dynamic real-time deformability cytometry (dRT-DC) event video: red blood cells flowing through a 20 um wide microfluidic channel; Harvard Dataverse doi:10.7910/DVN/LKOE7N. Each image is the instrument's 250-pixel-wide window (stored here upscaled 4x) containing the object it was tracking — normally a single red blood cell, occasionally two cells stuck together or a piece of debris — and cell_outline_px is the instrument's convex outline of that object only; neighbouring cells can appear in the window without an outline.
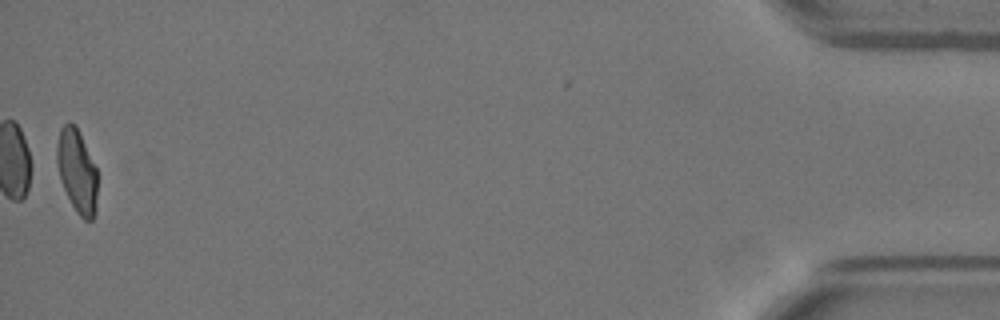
{"species": "Egyptian fruit bat (a non-hibernating species)", "species_latin": "Rousettus aegyptiacus", "temperature_condition": "warm", "stored_images_in_passage": 51, "camera_frame_rate_fps": 3000, "um_per_image_px": 0.085, "animal": {"sex": "female"}, "frame": {"image": 1, "passage_image": 51, "time_ms": 16.667, "image_size_px": [1000, 320], "cell_outline_px": [[96, 212], [92, 220], [84, 220], [76, 212], [60, 180], [56, 160], [56, 148], [60, 128], [68, 120], [80, 132], [96, 168]], "centroid_in_image_um": [6.53, 14.53], "position_along_channel_um": 428.7, "area_um2": 19.59}, "authors_computed_cell_mechanics": {"area_um2": 21.0392, "velocity_mm_per_s": 3.9775, "shape_relaxation_time_tau1_ms": 11.0512, "shape_relaxation_time_tau2_ms": 1.2592, "deformation_change_tau1": 0.2852, "deformation_change_tau2": 0.0783}}